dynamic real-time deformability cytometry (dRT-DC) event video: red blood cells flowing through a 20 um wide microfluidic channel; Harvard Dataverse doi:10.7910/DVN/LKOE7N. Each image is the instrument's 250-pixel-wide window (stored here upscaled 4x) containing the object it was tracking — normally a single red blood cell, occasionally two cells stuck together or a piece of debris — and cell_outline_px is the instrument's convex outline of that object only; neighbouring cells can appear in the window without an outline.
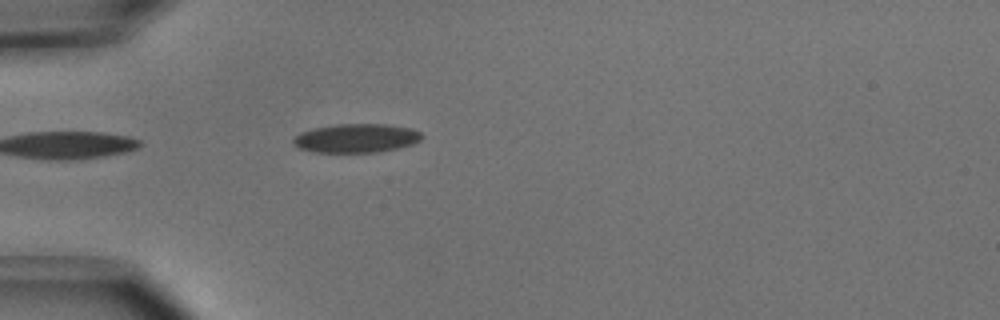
{"species": "common noctule bat (a hibernating species)", "species_latin": "Nyctalus noctula", "temperature_condition": "cold", "stored_images_in_passage": 5, "camera_frame_rate_fps": 3000, "um_per_image_px": 0.085, "animal": {"sex": "male", "body_mass_g": 15.6}, "frame": {"image": 1, "passage_image": 1, "time_ms": 0.0, "image_size_px": [1000, 320], "cell_outline_px": [[424, 136], [420, 140], [412, 144], [400, 148], [380, 152], [312, 152], [300, 148], [292, 144], [292, 140], [300, 132], [316, 128], [336, 124], [384, 124], [412, 128], [420, 132]], "centroid_in_image_um": [30.3, 11.75], "position_along_channel_um": 54.7, "area_um2": 21.68}}
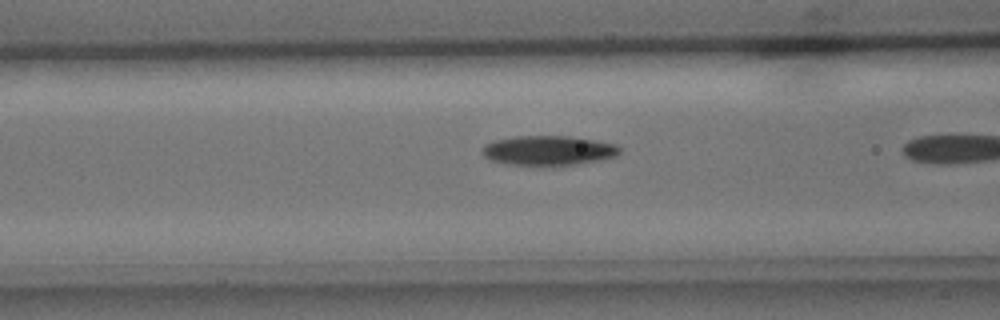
{"frame": {"image": 2, "passage_image": 4, "time_ms": 1.0, "image_size_px": [1000, 320], "cell_outline_px": [[620, 152], [616, 156], [596, 160], [572, 164], [508, 164], [492, 160], [484, 156], [480, 152], [484, 144], [492, 140], [516, 136], [568, 136], [596, 140], [616, 144], [620, 148]], "centroid_in_image_um": [46.57, 12.76], "position_along_channel_um": 120.0, "area_um2": 23.35}}